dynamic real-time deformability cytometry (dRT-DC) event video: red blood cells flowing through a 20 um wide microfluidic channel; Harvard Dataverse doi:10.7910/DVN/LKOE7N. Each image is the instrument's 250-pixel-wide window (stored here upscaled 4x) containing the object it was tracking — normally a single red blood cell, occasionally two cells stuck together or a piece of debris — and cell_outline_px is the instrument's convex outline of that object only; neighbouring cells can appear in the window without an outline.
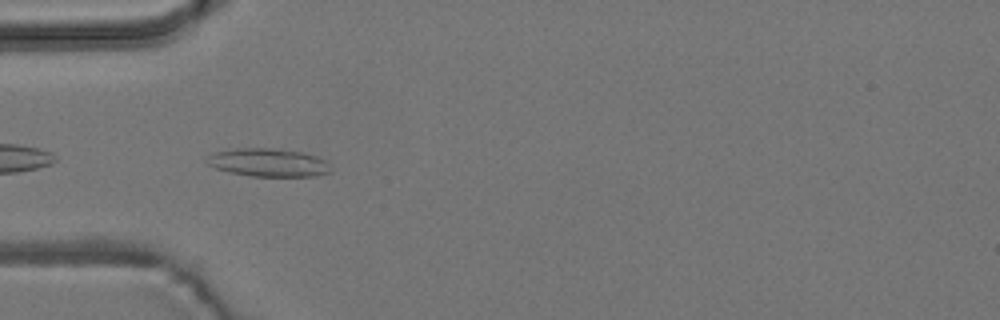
{"species": "common noctule bat (a hibernating species)", "species_latin": "Nyctalus noctula", "temperature_condition": "room temperature", "stored_images_in_passage": 6, "camera_frame_rate_fps": 3000, "um_per_image_px": 0.085, "animal": {"sex": "male", "body_mass_g": 19.2, "forearm_length_mm": 51.8}, "frame": {"image": 1, "passage_image": 5, "time_ms": 5.333, "image_size_px": [1000, 320], "cell_outline_px": [[332, 172], [316, 176], [252, 176], [228, 172], [216, 168], [208, 164], [204, 160], [212, 152], [236, 148], [280, 148], [300, 152], [316, 156], [324, 160], [332, 168]], "centroid_in_image_um": [22.79, 13.81], "position_along_channel_um": 62.2, "area_um2": 20.52}}
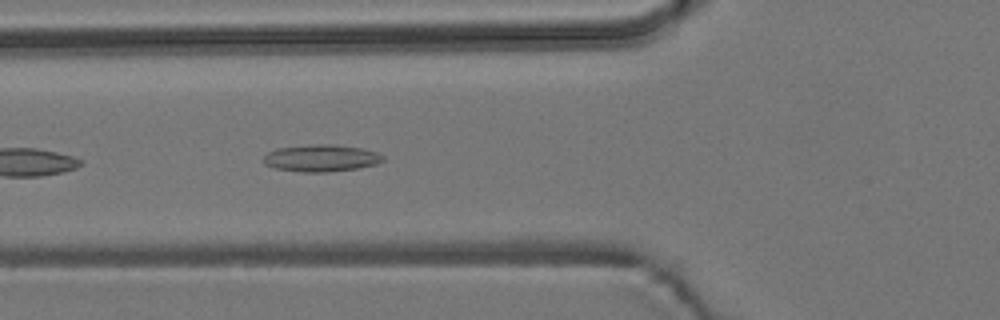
{"frame": {"image": 2, "passage_image": 6, "time_ms": 6.333, "image_size_px": [1000, 320], "cell_outline_px": [[384, 160], [376, 164], [356, 168], [328, 172], [304, 172], [276, 168], [264, 164], [264, 156], [268, 152], [276, 148], [316, 144], [328, 144], [360, 148], [376, 152], [384, 156]], "centroid_in_image_um": [27.29, 13.44], "position_along_channel_um": 98.5, "area_um2": 18.55}}